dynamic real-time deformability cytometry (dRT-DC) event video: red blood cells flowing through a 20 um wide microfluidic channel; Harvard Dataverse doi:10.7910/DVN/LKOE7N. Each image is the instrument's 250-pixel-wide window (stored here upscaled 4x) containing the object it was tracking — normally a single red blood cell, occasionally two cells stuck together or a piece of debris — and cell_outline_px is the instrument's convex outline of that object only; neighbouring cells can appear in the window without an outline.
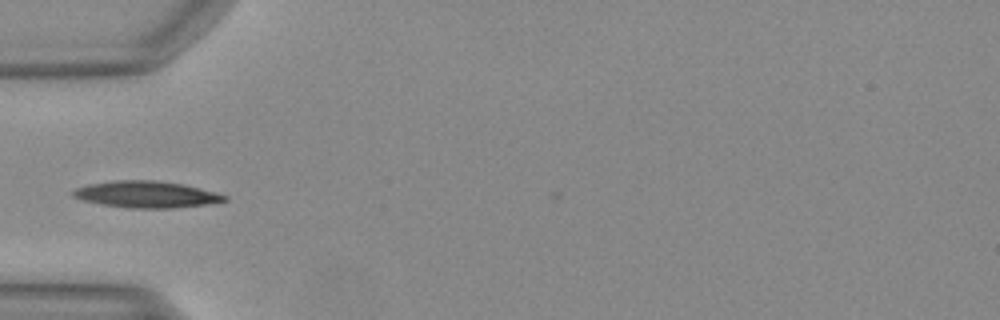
{"species": "Egyptian fruit bat (a non-hibernating species)", "species_latin": "Rousettus aegyptiacus", "temperature_condition": "warm", "stored_images_in_passage": 34, "camera_frame_rate_fps": 3000, "um_per_image_px": 0.085, "animal": {"sex": "female"}, "frame": {"image": 1, "passage_image": 1, "time_ms": 0.0, "image_size_px": [1000, 320], "cell_outline_px": [[228, 200], [208, 204], [172, 208], [132, 208], [104, 204], [84, 200], [72, 196], [72, 192], [76, 188], [88, 184], [112, 180], [156, 180], [184, 184], [228, 196]], "centroid_in_image_um": [12.45, 16.51], "position_along_channel_um": 72.6, "area_um2": 23.29}}
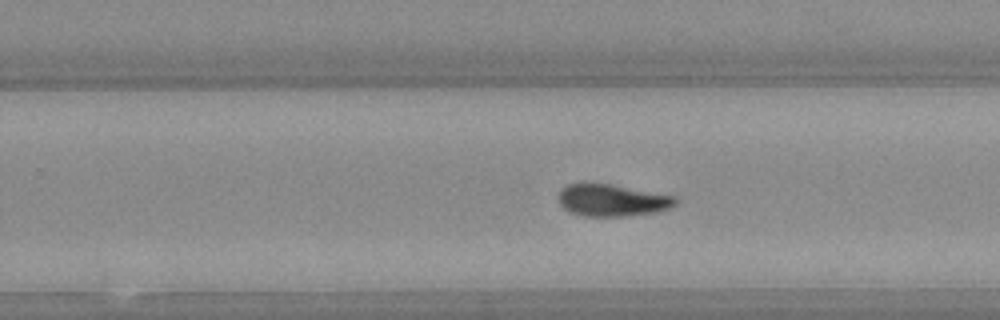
{"frame": {"image": 2, "passage_image": 16, "time_ms": 5.0, "image_size_px": [1000, 320], "cell_outline_px": [[676, 204], [668, 208], [656, 212], [624, 216], [584, 216], [572, 212], [564, 208], [560, 204], [556, 196], [560, 188], [568, 184], [580, 180], [584, 180], [608, 184], [672, 196], [676, 200]], "centroid_in_image_um": [51.88, 16.99], "position_along_channel_um": 277.9, "area_um2": 22.02}}
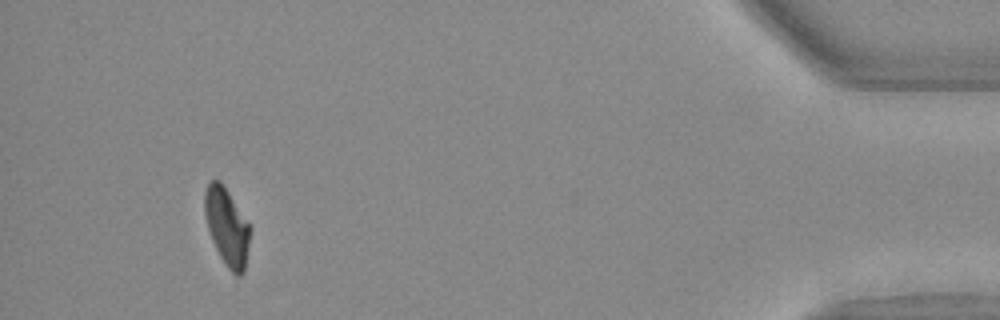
{"frame": {"image": 3, "passage_image": 31, "time_ms": 10.0, "image_size_px": [1000, 320], "cell_outline_px": [[252, 228], [244, 272], [240, 276], [236, 276], [228, 268], [220, 256], [212, 240], [208, 228], [204, 212], [204, 192], [208, 180], [220, 180]], "centroid_in_image_um": [19.29, 19.26], "position_along_channel_um": 415.9, "area_um2": 20.52}}